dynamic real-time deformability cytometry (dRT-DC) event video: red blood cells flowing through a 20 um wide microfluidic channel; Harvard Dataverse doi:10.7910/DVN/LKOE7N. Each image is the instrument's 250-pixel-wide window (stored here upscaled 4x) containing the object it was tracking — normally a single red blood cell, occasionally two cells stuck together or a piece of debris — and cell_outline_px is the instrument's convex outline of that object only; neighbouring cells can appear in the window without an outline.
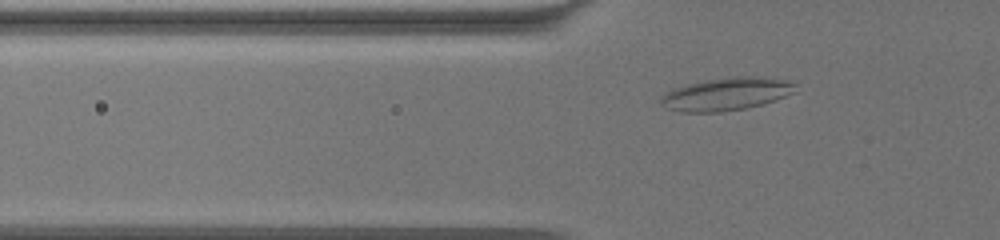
{"species": "common noctule bat (a hibernating species)", "species_latin": "Nyctalus noctula", "temperature_condition": "warm", "stored_images_in_passage": 44, "camera_frame_rate_fps": 3000, "um_per_image_px": 0.085, "animal": {"sex": "female", "body_mass_g": 19.5, "forearm_length_mm": 54.1}, "frame": {"image": 1, "passage_image": 3, "time_ms": 0.667, "image_size_px": [1000, 240], "cell_outline_px": [[796, 92], [748, 108], [720, 112], [680, 112], [668, 108], [660, 104], [660, 96], [664, 92], [672, 88], [684, 84], [704, 80], [732, 76], [764, 76], [792, 80], [796, 84]], "centroid_in_image_um": [61.72, 7.97], "position_along_channel_um": 64.1, "area_um2": 26.24}}
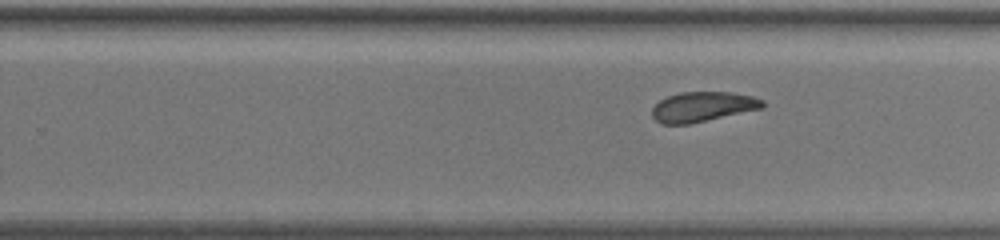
{"frame": {"image": 2, "passage_image": 22, "time_ms": 7.0, "image_size_px": [1000, 240], "cell_outline_px": [[764, 108], [688, 124], [660, 124], [652, 116], [652, 108], [660, 100], [668, 96], [680, 92], [732, 92], [752, 96], [764, 100]], "centroid_in_image_um": [59.73, 9.07], "position_along_channel_um": 270.1, "area_um2": 19.25}}
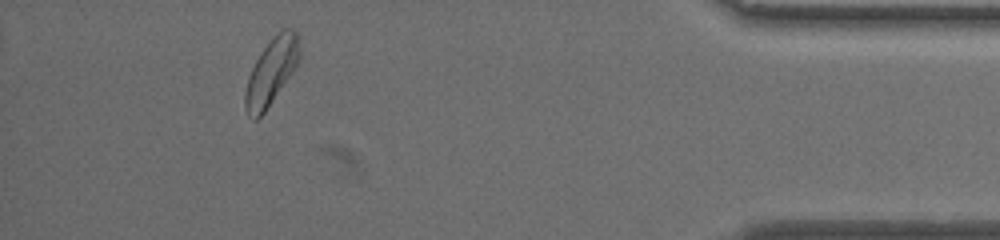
{"frame": {"image": 3, "passage_image": 39, "time_ms": 12.667, "image_size_px": [1000, 240], "cell_outline_px": [[300, 60], [264, 112], [256, 120], [252, 120], [248, 116], [244, 108], [244, 92], [248, 76], [256, 60], [264, 48], [284, 28], [292, 28], [296, 32], [300, 40]], "centroid_in_image_um": [23.05, 6.11], "position_along_channel_um": 412.1, "area_um2": 20.69}, "authors_computed_cell_mechanics": {"area_um2": 20.23, "velocity_mm_per_s": 3.3504, "shape_relaxation_time_tau1_ms": 9.9756, "shape_relaxation_time_tau2_ms": 4.9227, "deformation_change_tau1": 0.1459, "deformation_change_tau2": 0.0735}}